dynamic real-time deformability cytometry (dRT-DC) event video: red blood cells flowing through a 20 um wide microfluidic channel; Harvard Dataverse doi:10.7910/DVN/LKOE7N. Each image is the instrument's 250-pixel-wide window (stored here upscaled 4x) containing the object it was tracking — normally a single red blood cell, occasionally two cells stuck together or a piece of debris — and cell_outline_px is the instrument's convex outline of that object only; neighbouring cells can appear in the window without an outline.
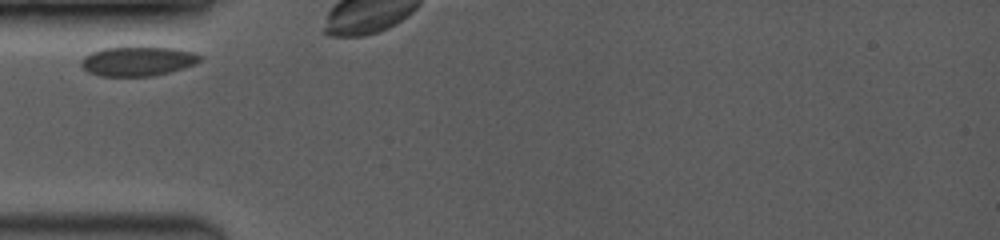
{"species": "common noctule bat (a hibernating species)", "species_latin": "Nyctalus noctula", "temperature_condition": "room temperature", "stored_images_in_passage": 3, "camera_frame_rate_fps": 3500, "um_per_image_px": 0.085, "animal": {"sex": "female", "body_mass_g": 19.0, "forearm_length_mm": 53.3}, "frame": {"image": 1, "passage_image": 1, "time_ms": 0.0, "image_size_px": [1000, 240], "cell_outline_px": [[204, 56], [196, 64], [184, 68], [152, 76], [100, 76], [88, 72], [80, 64], [80, 60], [84, 56], [92, 52], [104, 48], [176, 48], [192, 52]], "centroid_in_image_um": [11.71, 5.21], "position_along_channel_um": 73.3, "area_um2": 20.17}}